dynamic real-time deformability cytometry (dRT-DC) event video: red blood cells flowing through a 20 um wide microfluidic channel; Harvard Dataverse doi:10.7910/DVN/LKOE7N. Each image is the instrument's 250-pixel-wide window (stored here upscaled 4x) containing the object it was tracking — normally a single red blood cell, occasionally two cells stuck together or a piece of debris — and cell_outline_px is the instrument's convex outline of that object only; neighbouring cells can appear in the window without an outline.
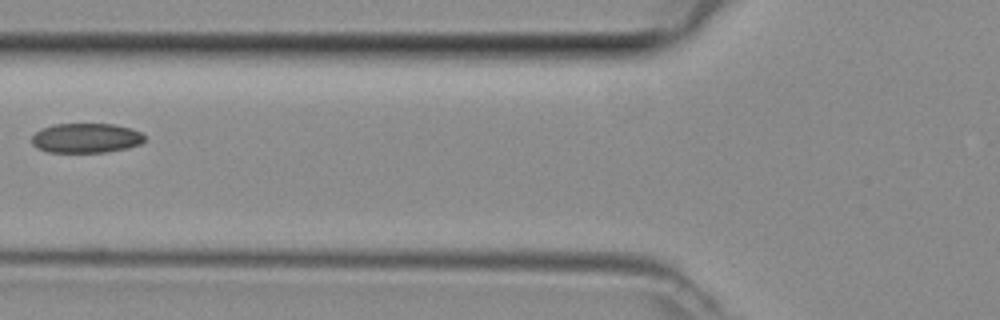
{"species": "common noctule bat (a hibernating species)", "species_latin": "Nyctalus noctula", "temperature_condition": "room temperature", "stored_images_in_passage": 2, "camera_frame_rate_fps": 3000, "um_per_image_px": 0.085, "animal": {"sex": "female", "body_mass_g": 29.2, "forearm_length_mm": 56.3}, "frame": {"image": 1, "passage_image": 2, "time_ms": 0.333, "image_size_px": [1000, 320], "cell_outline_px": [[144, 140], [140, 144], [128, 148], [108, 152], [48, 152], [36, 148], [32, 144], [32, 136], [40, 128], [52, 124], [112, 124], [132, 128], [140, 132], [144, 136]], "centroid_in_image_um": [7.29, 11.73], "position_along_channel_um": 118.5, "area_um2": 19.65}}